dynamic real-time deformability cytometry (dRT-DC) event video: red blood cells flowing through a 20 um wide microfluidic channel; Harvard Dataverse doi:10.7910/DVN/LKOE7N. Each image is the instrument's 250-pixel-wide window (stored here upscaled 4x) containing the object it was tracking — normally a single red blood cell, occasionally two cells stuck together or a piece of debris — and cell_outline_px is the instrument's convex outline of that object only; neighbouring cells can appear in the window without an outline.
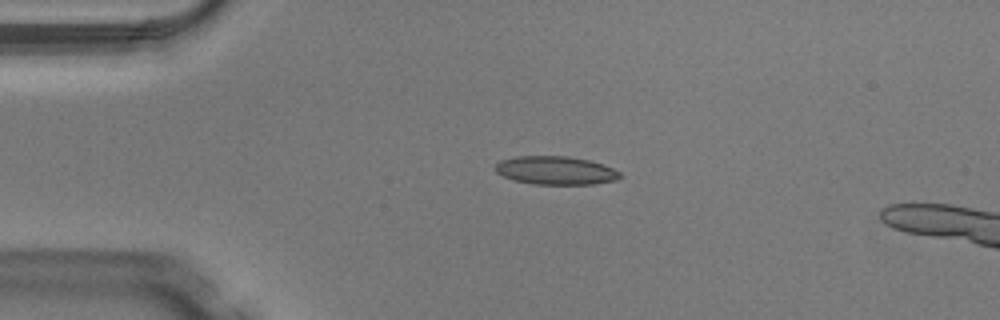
{"species": "Egyptian fruit bat (a non-hibernating species)", "species_latin": "Rousettus aegyptiacus", "temperature_condition": "warm", "stored_images_in_passage": 14, "camera_frame_rate_fps": 3000, "um_per_image_px": 0.085, "animal": {"sex": "male"}, "frame": {"image": 1, "passage_image": 10, "time_ms": 3.0, "image_size_px": [1000, 320], "cell_outline_px": [[620, 176], [616, 180], [592, 184], [532, 184], [512, 180], [496, 172], [496, 164], [500, 160], [516, 156], [568, 156], [588, 160], [604, 164], [620, 172]], "centroid_in_image_um": [47.21, 14.48], "position_along_channel_um": 37.8, "area_um2": 20.58}}